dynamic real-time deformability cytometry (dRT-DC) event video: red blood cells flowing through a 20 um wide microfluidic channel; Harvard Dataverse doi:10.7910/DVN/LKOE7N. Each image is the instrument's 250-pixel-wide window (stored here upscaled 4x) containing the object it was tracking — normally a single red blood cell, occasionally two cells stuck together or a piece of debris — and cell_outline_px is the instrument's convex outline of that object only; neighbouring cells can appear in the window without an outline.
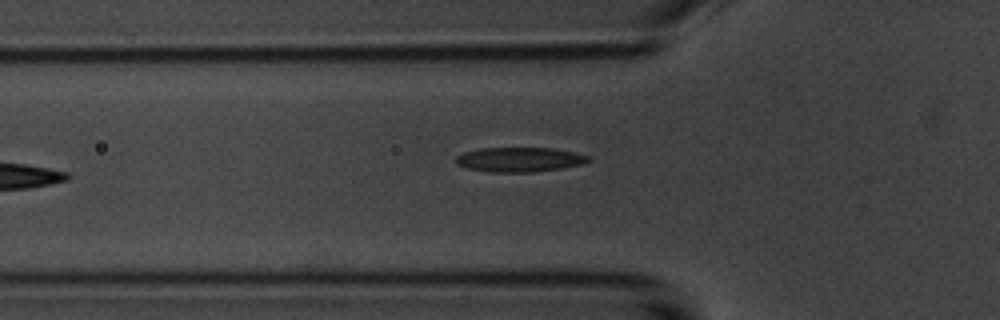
{"species": "common noctule bat (a hibernating species)", "species_latin": "Nyctalus noctula", "temperature_condition": "room temperature", "stored_images_in_passage": 7, "camera_frame_rate_fps": 3000, "um_per_image_px": 0.085, "animal": {"sex": "male", "body_mass_g": 20.1, "forearm_length_mm": 53.5}, "frame": {"image": 1, "passage_image": 6, "time_ms": 6.0, "image_size_px": [1000, 320], "cell_outline_px": [[592, 160], [584, 164], [564, 168], [536, 172], [488, 172], [468, 168], [456, 164], [456, 156], [464, 152], [480, 148], [552, 148], [572, 152], [588, 156]], "centroid_in_image_um": [44.17, 13.57], "position_along_channel_um": 81.6, "area_um2": 19.07}}